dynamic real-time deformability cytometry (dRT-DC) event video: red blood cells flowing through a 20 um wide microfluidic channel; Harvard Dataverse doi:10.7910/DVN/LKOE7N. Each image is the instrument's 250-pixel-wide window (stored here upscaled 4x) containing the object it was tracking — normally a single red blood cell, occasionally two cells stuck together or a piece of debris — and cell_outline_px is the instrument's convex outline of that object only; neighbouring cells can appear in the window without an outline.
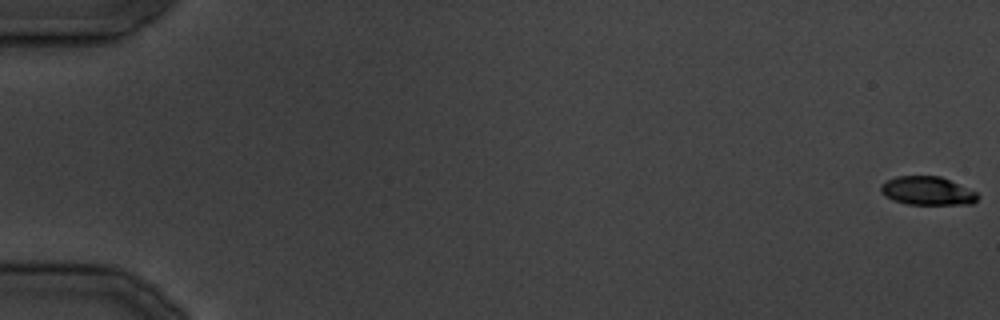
{"species": "common noctule bat (a hibernating species)", "species_latin": "Nyctalus noctula", "temperature_condition": "cold", "stored_images_in_passage": 13, "camera_frame_rate_fps": 3000, "um_per_image_px": 0.085, "animal": {"sex": "male", "body_mass_g": 19.5, "forearm_length_mm": 54.6}, "frame": {"image": 1, "passage_image": 1, "time_ms": 0.0, "image_size_px": [1000, 320], "cell_outline_px": [[980, 196], [972, 204], [908, 204], [892, 200], [884, 196], [880, 192], [880, 184], [896, 176], [940, 176], [976, 192]], "centroid_in_image_um": [78.79, 16.22], "position_along_channel_um": 6.2, "area_um2": 16.07}}
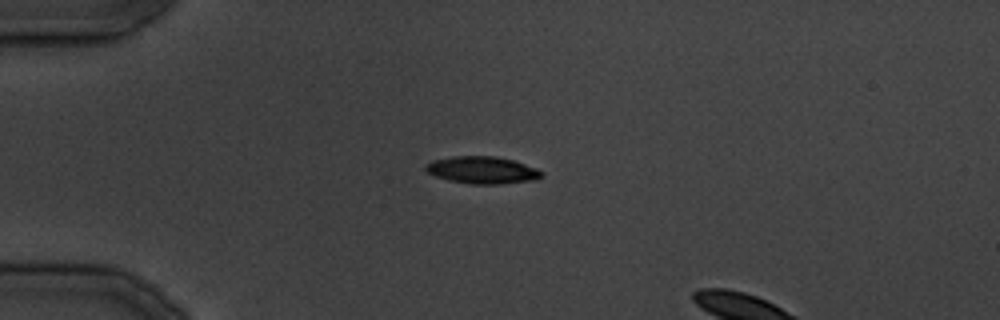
{"frame": {"image": 2, "passage_image": 10, "time_ms": 11.333, "image_size_px": [1000, 320], "cell_outline_px": [[544, 176], [536, 180], [500, 184], [468, 184], [448, 180], [436, 176], [428, 172], [424, 168], [424, 164], [432, 160], [452, 156], [496, 156], [512, 160], [536, 168], [544, 172]], "centroid_in_image_um": [40.99, 14.46], "position_along_channel_um": 44.0, "area_um2": 18.55}}